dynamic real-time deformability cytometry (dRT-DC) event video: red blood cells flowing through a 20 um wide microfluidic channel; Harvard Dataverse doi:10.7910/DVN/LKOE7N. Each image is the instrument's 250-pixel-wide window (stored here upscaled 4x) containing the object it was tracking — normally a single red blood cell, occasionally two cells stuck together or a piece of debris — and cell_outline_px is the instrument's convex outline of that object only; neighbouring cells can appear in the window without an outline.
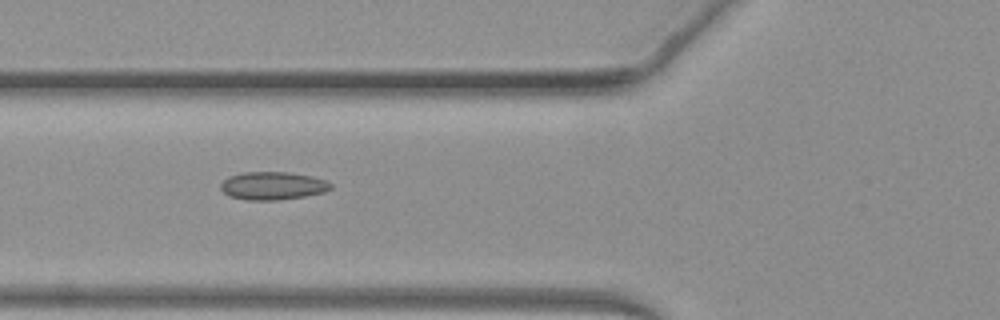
{"species": "common noctule bat (a hibernating species)", "species_latin": "Nyctalus noctula", "temperature_condition": "warm", "stored_images_in_passage": 26, "camera_frame_rate_fps": 3000, "um_per_image_px": 0.085, "animal": {"sex": "female", "body_mass_g": 19.3, "forearm_length_mm": 54.1}, "frame": {"image": 1, "passage_image": 3, "time_ms": 0.667, "image_size_px": [1000, 320], "cell_outline_px": [[332, 188], [324, 192], [304, 196], [276, 200], [248, 200], [228, 196], [220, 188], [220, 184], [228, 176], [240, 172], [288, 172], [312, 176], [324, 180], [332, 184]], "centroid_in_image_um": [23.15, 15.78], "position_along_channel_um": 102.6, "area_um2": 17.98}}
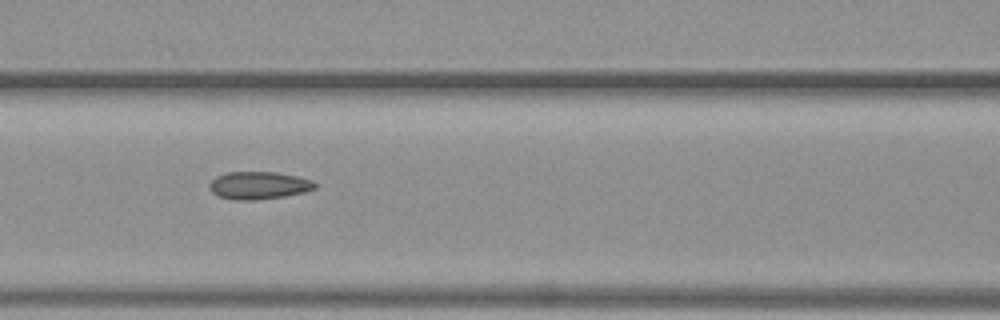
{"frame": {"image": 2, "passage_image": 6, "time_ms": 1.667, "image_size_px": [1000, 320], "cell_outline_px": [[316, 188], [304, 192], [284, 196], [256, 200], [232, 200], [220, 196], [212, 192], [208, 188], [208, 184], [216, 176], [228, 172], [276, 172], [300, 176], [312, 180], [316, 184]], "centroid_in_image_um": [21.99, 15.75], "position_along_channel_um": 144.6, "area_um2": 17.11}}
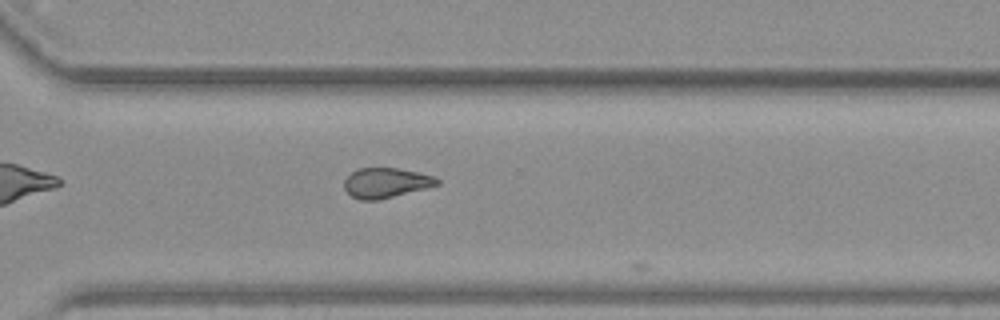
{"frame": {"image": 3, "passage_image": 20, "time_ms": 6.333, "image_size_px": [1000, 320], "cell_outline_px": [[440, 184], [428, 188], [376, 200], [360, 200], [352, 196], [344, 188], [344, 180], [356, 168], [400, 168], [420, 172], [432, 176], [440, 180]], "centroid_in_image_um": [32.82, 15.53], "position_along_channel_um": 337.8, "area_um2": 16.24}}